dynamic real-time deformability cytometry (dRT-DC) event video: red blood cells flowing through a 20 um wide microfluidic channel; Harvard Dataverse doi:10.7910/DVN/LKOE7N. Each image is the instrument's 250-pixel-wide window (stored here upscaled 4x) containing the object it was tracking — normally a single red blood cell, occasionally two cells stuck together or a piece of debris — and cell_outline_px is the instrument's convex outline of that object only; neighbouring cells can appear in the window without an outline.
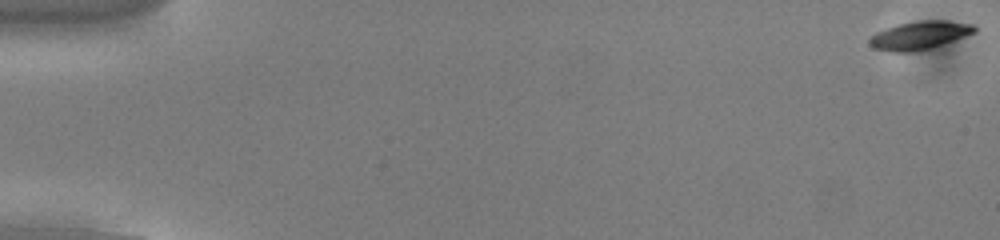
{"species": "common noctule bat (a hibernating species)", "species_latin": "Nyctalus noctula", "temperature_condition": "cold", "stored_images_in_passage": 55, "camera_frame_rate_fps": 3000, "um_per_image_px": 0.085, "animal": {"sex": "male", "body_mass_g": 13.0, "forearm_length_mm": 53.1}, "frame": {"image": 1, "passage_image": 1, "time_ms": 0.0, "image_size_px": [1000, 240], "cell_outline_px": [[976, 32], [932, 48], [912, 52], [892, 52], [872, 48], [868, 44], [868, 40], [876, 32], [900, 24], [916, 20], [944, 20], [972, 24], [976, 28]], "centroid_in_image_um": [78.15, 3.01], "position_along_channel_um": 6.9, "area_um2": 17.28}}
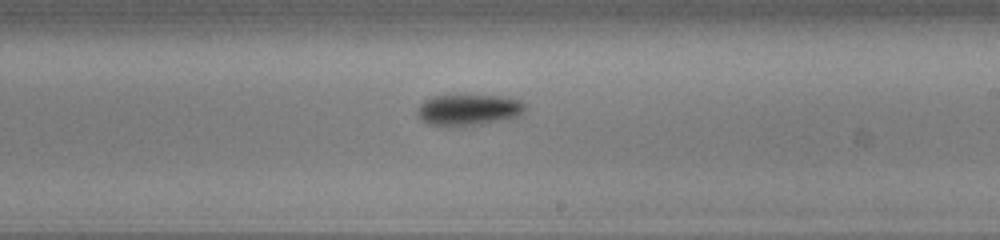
{"frame": {"image": 2, "passage_image": 33, "time_ms": 10.667, "image_size_px": [1000, 240], "cell_outline_px": [[524, 112], [520, 116], [484, 124], [448, 128], [428, 124], [420, 120], [416, 116], [416, 108], [424, 100], [432, 96], [448, 92], [508, 96], [520, 100], [524, 104]], "centroid_in_image_um": [39.75, 9.3], "position_along_channel_um": 249.3, "area_um2": 21.21}}
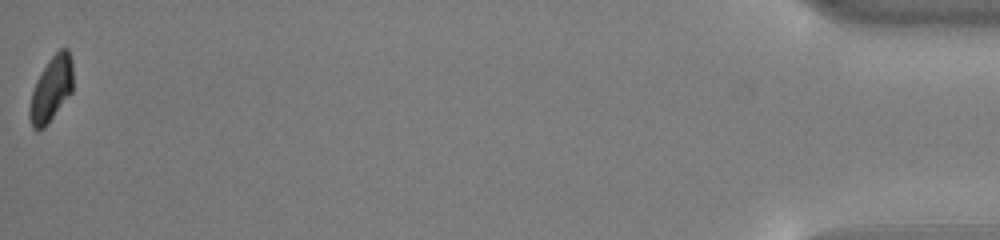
{"frame": {"image": 3, "passage_image": 55, "time_ms": 18.0, "image_size_px": [1000, 240], "cell_outline_px": [[72, 92], [44, 128], [32, 128], [28, 116], [28, 108], [32, 92], [36, 80], [40, 72], [52, 56], [60, 48], [68, 48], [72, 60]], "centroid_in_image_um": [4.34, 7.56], "position_along_channel_um": 430.9, "area_um2": 16.42}, "authors_computed_cell_mechanics": {"area_um2": 17.9758, "velocity_mm_per_s": 3.7975, "shape_relaxation_time_tau1_ms": 1.5007, "shape_relaxation_time_tau2_ms": null, "deformation_change_tau1": 0.1001, "deformation_change_tau2": null}}